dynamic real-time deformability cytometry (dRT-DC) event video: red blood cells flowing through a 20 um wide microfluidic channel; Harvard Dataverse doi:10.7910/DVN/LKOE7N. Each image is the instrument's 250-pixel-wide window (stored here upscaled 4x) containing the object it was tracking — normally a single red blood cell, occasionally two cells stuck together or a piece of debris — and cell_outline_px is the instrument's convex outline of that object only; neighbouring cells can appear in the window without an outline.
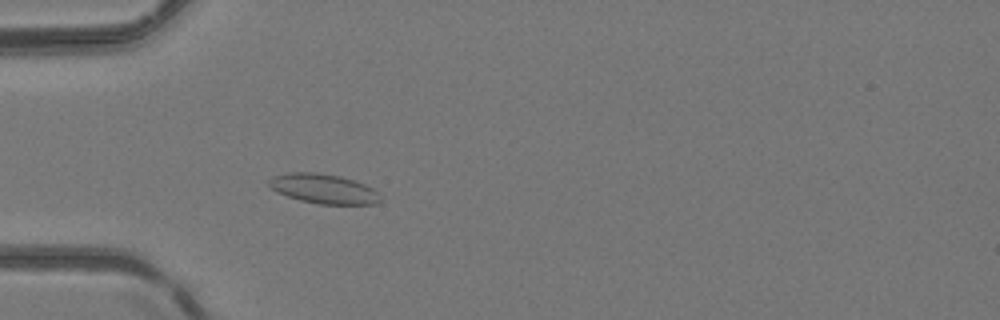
{"species": "common noctule bat (a hibernating species)", "species_latin": "Nyctalus noctula", "temperature_condition": "room temperature", "stored_images_in_passage": 5, "camera_frame_rate_fps": 3000, "um_per_image_px": 0.085, "animal": {"sex": "female", "body_mass_g": 24.6, "forearm_length_mm": 56.2}, "frame": {"image": 1, "passage_image": 5, "time_ms": 4.333, "image_size_px": [1000, 320], "cell_outline_px": [[380, 200], [376, 204], [320, 204], [300, 200], [276, 192], [268, 184], [268, 180], [272, 176], [288, 172], [316, 172], [340, 176], [364, 184], [372, 188], [376, 192]], "centroid_in_image_um": [27.45, 16.03], "position_along_channel_um": 57.6, "area_um2": 19.07}}